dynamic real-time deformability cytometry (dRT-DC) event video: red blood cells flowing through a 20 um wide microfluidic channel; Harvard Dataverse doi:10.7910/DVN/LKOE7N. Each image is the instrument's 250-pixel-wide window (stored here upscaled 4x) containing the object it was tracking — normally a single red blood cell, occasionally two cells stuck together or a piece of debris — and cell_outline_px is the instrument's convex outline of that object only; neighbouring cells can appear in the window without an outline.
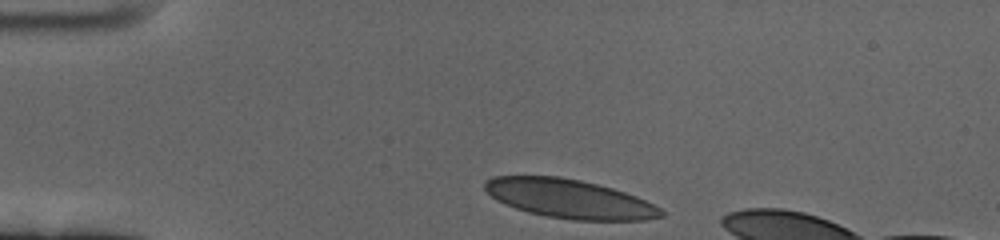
{"species": "human", "species_latin": "Homo sapiens", "temperature_condition": "cold", "stored_images_in_passage": 38, "camera_frame_rate_fps": 3000, "um_per_image_px": 0.085, "donor": {"sex": "female"}, "frame": {"image": 1, "passage_image": 1, "time_ms": 0.0, "image_size_px": [1000, 240], "cell_outline_px": [[664, 216], [644, 220], [572, 220], [548, 216], [528, 212], [504, 204], [496, 200], [484, 188], [484, 180], [492, 176], [560, 176], [580, 180], [612, 188], [636, 196], [660, 208], [664, 212]], "centroid_in_image_um": [48.37, 16.89], "position_along_channel_um": 36.6, "area_um2": 39.82}}
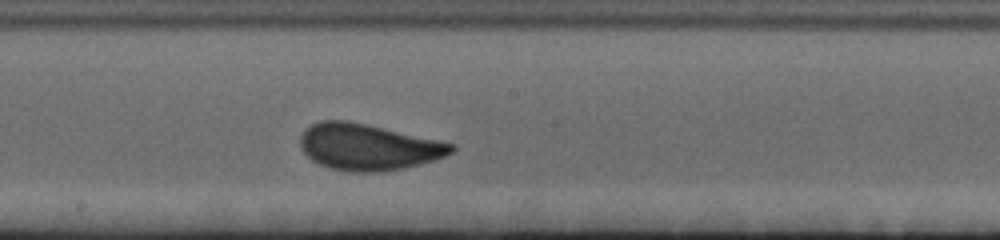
{"frame": {"image": 2, "passage_image": 21, "time_ms": 6.667, "image_size_px": [1000, 240], "cell_outline_px": [[456, 148], [452, 152], [444, 156], [432, 160], [404, 168], [372, 172], [348, 172], [328, 168], [312, 160], [304, 152], [300, 144], [300, 136], [312, 124], [320, 120], [348, 120], [368, 124], [456, 144]], "centroid_in_image_um": [31.28, 12.49], "position_along_channel_um": 216.9, "area_um2": 40.63}}
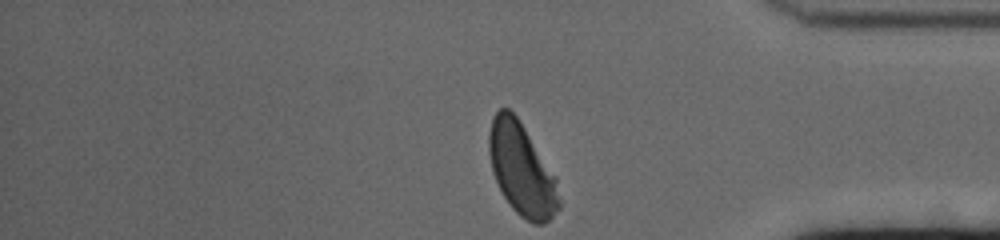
{"frame": {"image": 3, "passage_image": 38, "time_ms": 12.333, "image_size_px": [1000, 240], "cell_outline_px": [[560, 208], [544, 224], [532, 224], [520, 216], [512, 208], [504, 196], [492, 172], [488, 152], [488, 132], [492, 116], [500, 108], [508, 108], [516, 116], [556, 176], [560, 200]], "centroid_in_image_um": [44.33, 14.41], "position_along_channel_um": 390.9, "area_um2": 37.63}, "authors_computed_cell_mechanics": {"area_um2": 39.3618, "velocity_mm_per_s": 3.3683, "shape_relaxation_time_tau1_ms": 4.2737, "shape_relaxation_time_tau2_ms": null, "deformation_change_tau1": 0.134, "deformation_change_tau2": null}}